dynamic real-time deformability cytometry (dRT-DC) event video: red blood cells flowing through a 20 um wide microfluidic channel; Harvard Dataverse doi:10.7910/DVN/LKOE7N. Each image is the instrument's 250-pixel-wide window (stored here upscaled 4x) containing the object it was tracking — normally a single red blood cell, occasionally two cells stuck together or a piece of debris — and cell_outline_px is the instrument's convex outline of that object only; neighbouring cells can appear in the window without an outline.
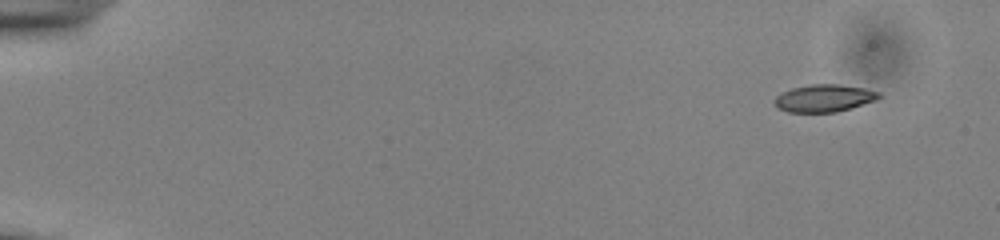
{"species": "common noctule bat (a hibernating species)", "species_latin": "Nyctalus noctula", "temperature_condition": "cold", "stored_images_in_passage": 50, "camera_frame_rate_fps": 3000, "um_per_image_px": 0.085, "animal": {"sex": "male", "body_mass_g": 13.0, "forearm_length_mm": 53.1}, "frame": {"image": 1, "passage_image": 1, "time_ms": 0.0, "image_size_px": [1000, 240], "cell_outline_px": [[880, 96], [876, 100], [852, 108], [836, 112], [788, 112], [776, 108], [772, 100], [780, 92], [792, 88], [812, 84], [840, 84], [864, 88], [880, 92]], "centroid_in_image_um": [70.01, 8.35], "position_along_channel_um": 15.0, "area_um2": 16.88}}
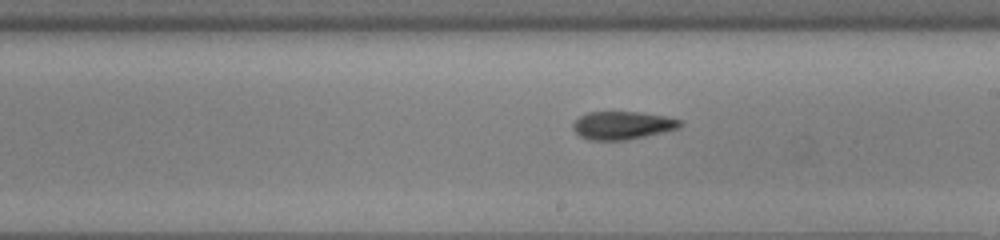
{"frame": {"image": 2, "passage_image": 29, "time_ms": 9.333, "image_size_px": [1000, 240], "cell_outline_px": [[684, 124], [680, 128], [664, 132], [624, 140], [588, 140], [580, 136], [572, 128], [572, 124], [580, 116], [588, 112], [640, 112], [664, 116], [680, 120]], "centroid_in_image_um": [52.91, 10.65], "position_along_channel_um": 236.1, "area_um2": 17.46}}
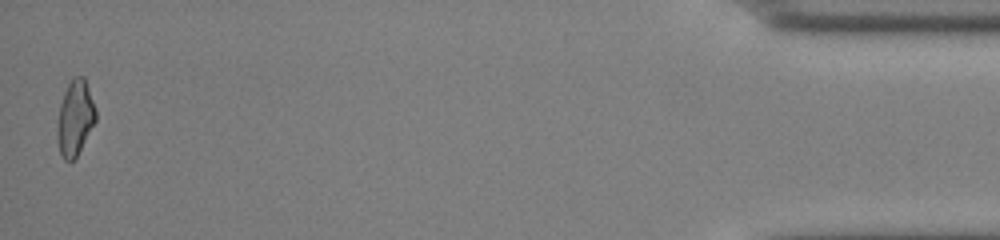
{"frame": {"image": 3, "passage_image": 50, "time_ms": 16.333, "image_size_px": [1000, 240], "cell_outline_px": [[96, 120], [76, 156], [72, 160], [64, 160], [60, 152], [56, 136], [56, 132], [60, 104], [64, 92], [72, 76], [84, 76], [96, 108]], "centroid_in_image_um": [6.37, 9.99], "position_along_channel_um": 428.8, "area_um2": 16.76}, "authors_computed_cell_mechanics": {"area_um2": 17.1666, "velocity_mm_per_s": 3.9256, "shape_relaxation_time_tau1_ms": 3.8021, "shape_relaxation_time_tau2_ms": 3.5768, "deformation_change_tau1": 0.1198, "deformation_change_tau2": 0.0997}}